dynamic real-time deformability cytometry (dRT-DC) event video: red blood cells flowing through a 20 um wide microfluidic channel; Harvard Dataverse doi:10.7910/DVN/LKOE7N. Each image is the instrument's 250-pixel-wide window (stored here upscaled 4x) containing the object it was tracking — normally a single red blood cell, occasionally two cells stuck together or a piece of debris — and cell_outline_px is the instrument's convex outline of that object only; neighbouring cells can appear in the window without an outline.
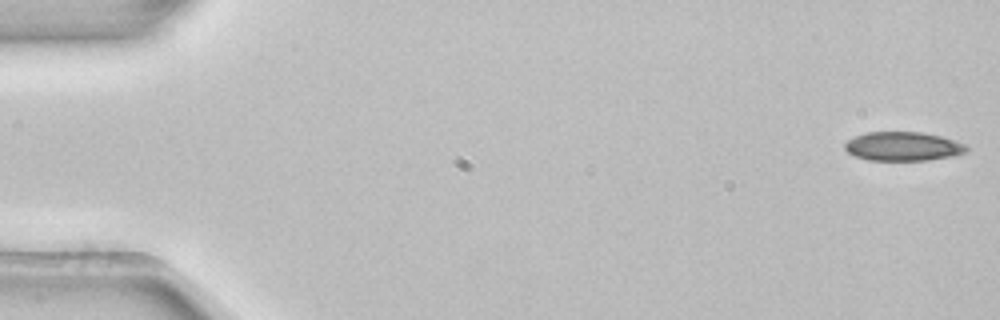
{"species": "common noctule bat (a hibernating species)", "species_latin": "Nyctalus noctula", "temperature_condition": "room temperature", "stored_images_in_passage": 53, "camera_frame_rate_fps": 3000, "um_per_image_px": 0.085, "animal": {"sex": "female", "body_mass_g": 22.7, "forearm_length_mm": 54.2}, "frame": {"image": 1, "passage_image": 1, "time_ms": 0.0, "image_size_px": [1000, 320], "cell_outline_px": [[968, 148], [964, 152], [952, 156], [928, 160], [868, 160], [856, 156], [848, 152], [844, 148], [844, 144], [848, 140], [856, 136], [868, 132], [920, 132], [940, 136], [964, 144]], "centroid_in_image_um": [76.72, 12.44], "position_along_channel_um": 8.3, "area_um2": 20.23}}
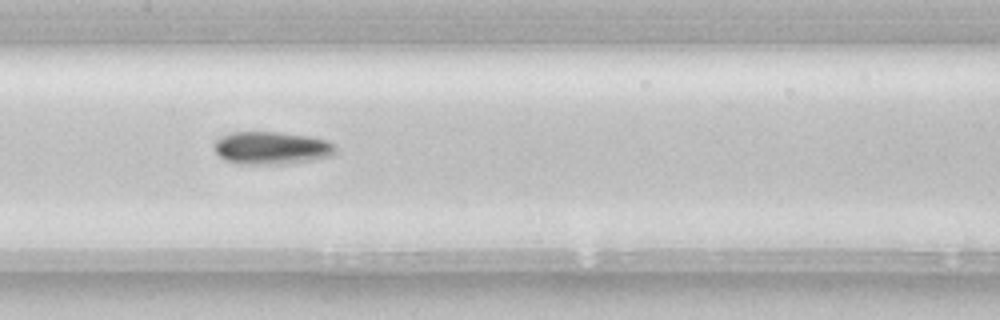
{"frame": {"image": 2, "passage_image": 26, "time_ms": 8.333, "image_size_px": [1000, 320], "cell_outline_px": [[336, 152], [332, 156], [316, 160], [284, 164], [236, 164], [224, 160], [216, 152], [212, 144], [220, 136], [232, 132], [276, 132], [308, 136], [328, 140], [336, 148]], "centroid_in_image_um": [23.07, 12.59], "position_along_channel_um": 184.3, "area_um2": 23.47}}
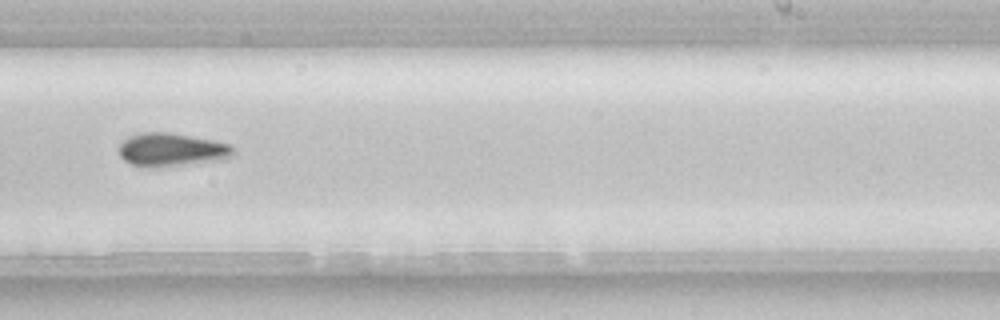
{"frame": {"image": 3, "passage_image": 33, "time_ms": 10.667, "image_size_px": [1000, 320], "cell_outline_px": [[236, 152], [228, 160], [156, 168], [144, 168], [132, 164], [124, 160], [120, 156], [116, 148], [128, 136], [140, 132], [172, 132], [216, 140], [228, 144]], "centroid_in_image_um": [14.59, 12.74], "position_along_channel_um": 274.4, "area_um2": 23.06}, "authors_computed_cell_mechanics": {"area_um2": 21.3282, "velocity_mm_per_s": 3.8887, "shape_relaxation_time_tau1_ms": 4.0619, "shape_relaxation_time_tau2_ms": null, "deformation_change_tau1": 0.0961, "deformation_change_tau2": null}}